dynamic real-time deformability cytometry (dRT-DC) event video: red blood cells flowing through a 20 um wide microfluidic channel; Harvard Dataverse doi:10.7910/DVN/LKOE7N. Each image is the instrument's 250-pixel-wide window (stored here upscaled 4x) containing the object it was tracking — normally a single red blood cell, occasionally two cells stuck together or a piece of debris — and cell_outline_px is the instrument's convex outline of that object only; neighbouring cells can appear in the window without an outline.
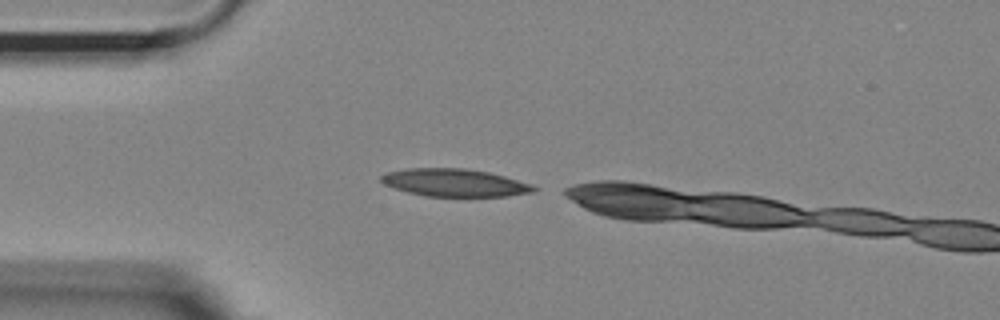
{"species": "Egyptian fruit bat (a non-hibernating species)", "species_latin": "Rousettus aegyptiacus", "temperature_condition": "room temperature", "stored_images_in_passage": 4, "camera_frame_rate_fps": 3000, "um_per_image_px": 0.085, "animal": {"sex": "female"}, "frame": {"image": 1, "passage_image": 1, "time_ms": 0.0, "image_size_px": [1000, 320], "cell_outline_px": [[540, 188], [536, 192], [508, 196], [424, 196], [408, 192], [384, 184], [380, 180], [380, 176], [388, 172], [408, 168], [464, 168], [488, 172], [504, 176], [532, 184]], "centroid_in_image_um": [38.69, 15.53], "position_along_channel_um": 46.3, "area_um2": 24.62}}